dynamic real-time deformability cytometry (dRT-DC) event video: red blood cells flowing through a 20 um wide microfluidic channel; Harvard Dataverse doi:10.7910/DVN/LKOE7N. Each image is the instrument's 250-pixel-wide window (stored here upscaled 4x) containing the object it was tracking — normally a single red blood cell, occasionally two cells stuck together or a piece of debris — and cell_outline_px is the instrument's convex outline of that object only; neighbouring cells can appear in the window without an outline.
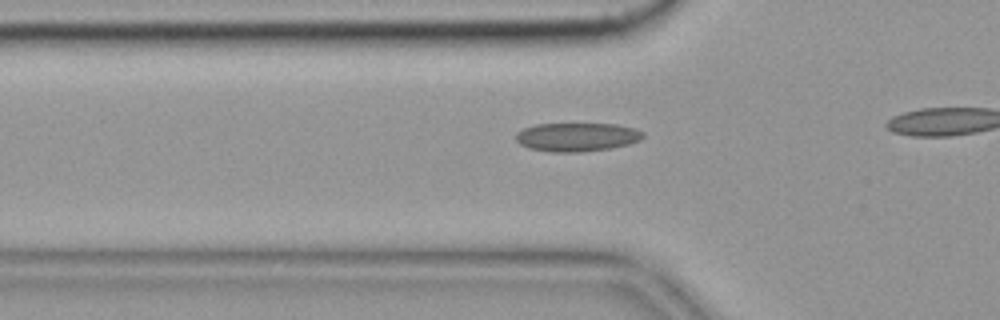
{"species": "common noctule bat (a hibernating species)", "species_latin": "Nyctalus noctula", "temperature_condition": "cold", "stored_images_in_passage": 15, "camera_frame_rate_fps": 3000, "um_per_image_px": 0.085, "animal": {"sex": "female", "body_mass_g": 19.9}, "frame": {"image": 1, "passage_image": 9, "time_ms": 2.667, "image_size_px": [1000, 320], "cell_outline_px": [[644, 136], [640, 140], [628, 144], [612, 148], [580, 152], [552, 152], [528, 148], [520, 144], [516, 140], [516, 132], [524, 128], [536, 124], [616, 124], [636, 128], [644, 132]], "centroid_in_image_um": [49.05, 11.65], "position_along_channel_um": 76.8, "area_um2": 21.33}}